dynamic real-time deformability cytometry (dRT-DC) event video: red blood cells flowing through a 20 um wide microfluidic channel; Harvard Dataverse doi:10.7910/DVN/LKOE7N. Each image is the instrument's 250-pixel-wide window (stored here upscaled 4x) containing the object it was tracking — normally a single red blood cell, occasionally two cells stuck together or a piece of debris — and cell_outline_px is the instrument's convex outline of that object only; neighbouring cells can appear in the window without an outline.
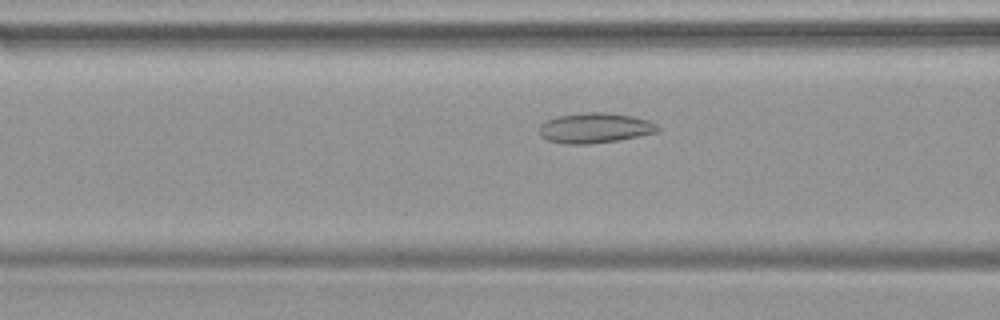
{"species": "common noctule bat (a hibernating species)", "species_latin": "Nyctalus noctula", "temperature_condition": "warm", "stored_images_in_passage": 47, "camera_frame_rate_fps": 3000, "um_per_image_px": 0.085, "animal": {"sex": "female", "body_mass_g": 19.9}, "frame": {"image": 1, "passage_image": 18, "time_ms": 5.667, "image_size_px": [1000, 320], "cell_outline_px": [[660, 132], [616, 140], [588, 144], [564, 144], [548, 140], [540, 136], [540, 124], [544, 120], [556, 116], [588, 112], [604, 112], [632, 116], [648, 120], [656, 124], [660, 128]], "centroid_in_image_um": [50.55, 10.87], "position_along_channel_um": 116.1, "area_um2": 20.87}}
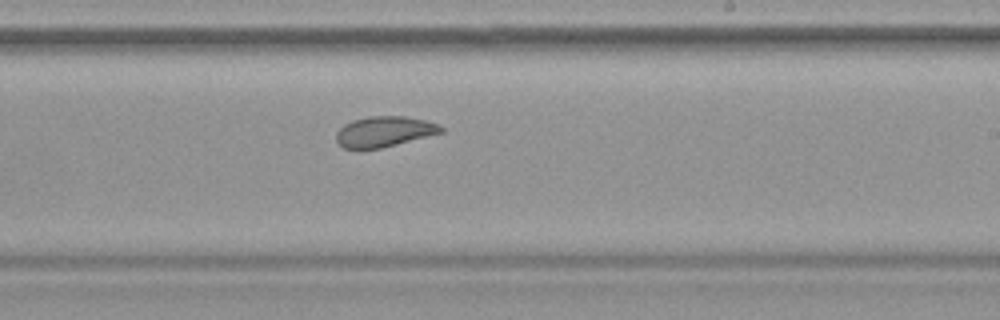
{"frame": {"image": 2, "passage_image": 28, "time_ms": 9.0, "image_size_px": [1000, 320], "cell_outline_px": [[444, 132], [380, 148], [344, 148], [336, 140], [336, 132], [344, 124], [352, 120], [368, 116], [404, 116], [424, 120], [440, 124], [444, 128]], "centroid_in_image_um": [32.67, 11.17], "position_along_channel_um": 256.3, "area_um2": 18.5}}
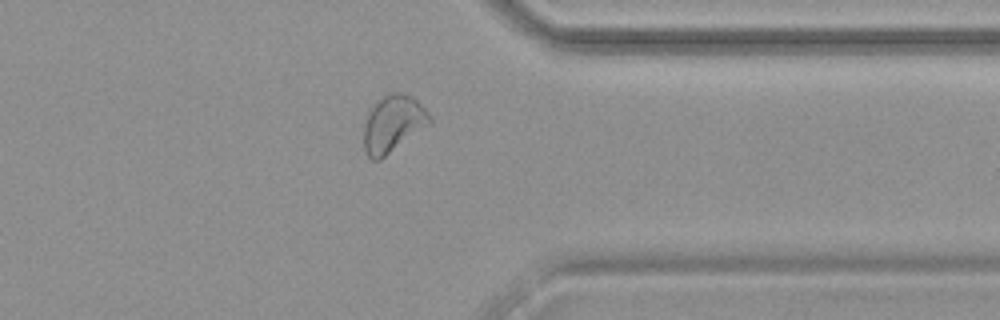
{"frame": {"image": 3, "passage_image": 37, "time_ms": 12.0, "image_size_px": [1000, 320], "cell_outline_px": [[432, 120], [428, 124], [380, 160], [372, 160], [364, 152], [364, 124], [368, 108], [376, 100], [388, 92], [400, 92], [412, 96], [432, 116]], "centroid_in_image_um": [33.35, 10.48], "position_along_channel_um": 378.0, "area_um2": 21.91}}